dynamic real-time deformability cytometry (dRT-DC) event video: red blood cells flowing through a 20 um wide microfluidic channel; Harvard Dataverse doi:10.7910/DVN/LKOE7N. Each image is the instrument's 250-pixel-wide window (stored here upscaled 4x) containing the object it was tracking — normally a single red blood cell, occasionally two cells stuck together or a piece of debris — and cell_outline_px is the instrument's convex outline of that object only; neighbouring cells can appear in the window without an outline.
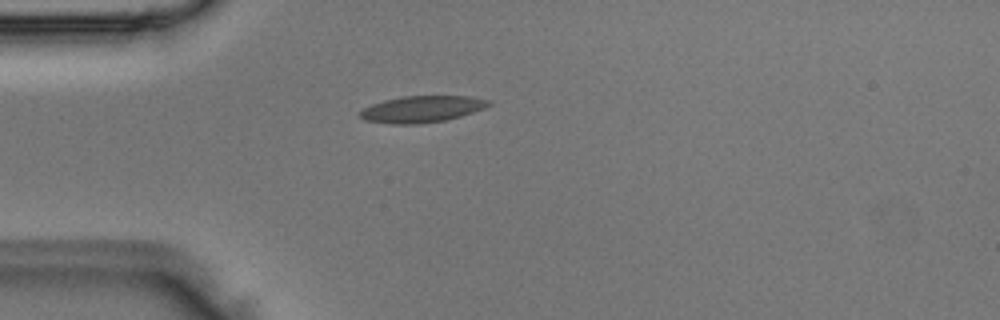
{"species": "Egyptian fruit bat (a non-hibernating species)", "species_latin": "Rousettus aegyptiacus", "temperature_condition": "room temperature", "stored_images_in_passage": 5, "camera_frame_rate_fps": 3000, "um_per_image_px": 0.085, "animal": {"sex": "male"}, "frame": {"image": 1, "passage_image": 5, "time_ms": 1.333, "image_size_px": [1000, 320], "cell_outline_px": [[492, 104], [484, 108], [460, 116], [444, 120], [416, 124], [388, 124], [364, 120], [360, 116], [360, 112], [364, 108], [372, 104], [384, 100], [400, 96], [468, 96], [492, 100]], "centroid_in_image_um": [35.86, 9.27], "position_along_channel_um": 49.1, "area_um2": 19.88}}